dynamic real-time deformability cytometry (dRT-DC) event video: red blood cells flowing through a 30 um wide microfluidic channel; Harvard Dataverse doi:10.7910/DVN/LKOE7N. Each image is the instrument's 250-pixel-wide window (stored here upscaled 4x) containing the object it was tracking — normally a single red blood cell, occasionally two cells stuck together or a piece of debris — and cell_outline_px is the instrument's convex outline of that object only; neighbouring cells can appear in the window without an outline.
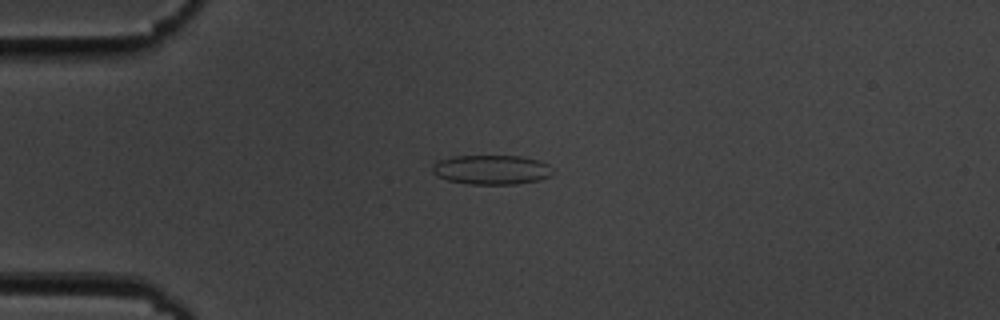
{"species": "common noctule bat (a hibernating species)", "species_latin": "Nyctalus noctula", "temperature_condition": "cold", "stored_images_in_passage": 44, "camera_frame_rate_fps": 3000, "um_per_image_px": 0.085, "animal": {"sex": "male", "body_mass_g": 19.5, "forearm_length_mm": 54.6}, "frame": {"image": 1, "passage_image": 3, "time_ms": 0.667, "image_size_px": [1000, 320], "cell_outline_px": [[552, 176], [540, 180], [516, 184], [468, 184], [448, 180], [436, 176], [432, 172], [432, 164], [440, 160], [452, 156], [520, 156], [540, 160], [548, 164], [552, 168]], "centroid_in_image_um": [41.79, 14.43], "position_along_channel_um": 43.2, "area_um2": 20.87}}
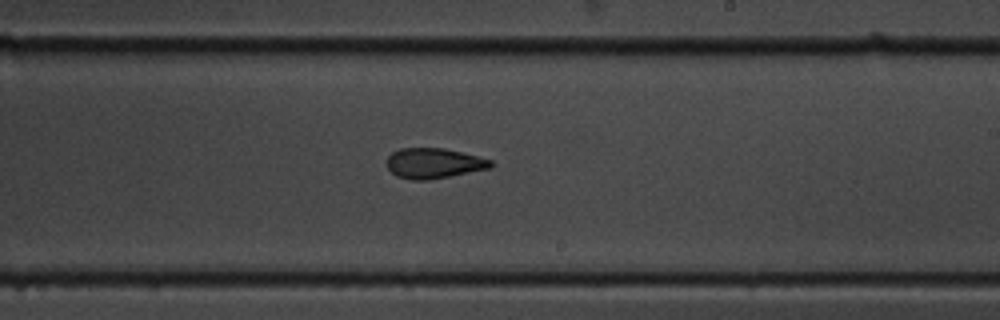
{"frame": {"image": 2, "passage_image": 22, "time_ms": 7.0, "image_size_px": [1000, 320], "cell_outline_px": [[496, 164], [492, 168], [428, 180], [412, 180], [396, 176], [388, 168], [388, 156], [392, 152], [400, 148], [444, 148], [492, 160]], "centroid_in_image_um": [36.9, 13.88], "position_along_channel_um": 252.1, "area_um2": 18.32}}
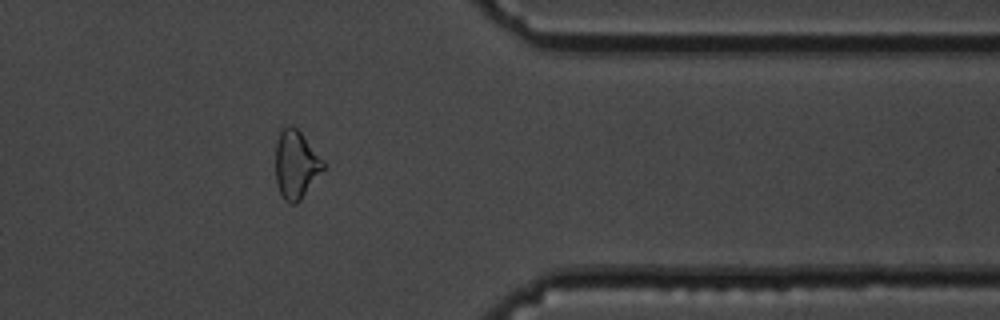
{"frame": {"image": 3, "passage_image": 34, "time_ms": 11.0, "image_size_px": [1000, 320], "cell_outline_px": [[324, 168], [300, 200], [296, 204], [288, 204], [284, 200], [280, 192], [276, 180], [276, 140], [280, 128], [288, 124], [296, 128], [300, 132], [324, 160]], "centroid_in_image_um": [25.13, 13.96], "position_along_channel_um": 386.3, "area_um2": 18.9}, "authors_computed_cell_mechanics": {"area_um2": 19.3052, "velocity_mm_per_s": 3.6803, "shape_relaxation_time_tau1_ms": 10.6175, "shape_relaxation_time_tau2_ms": 2.7332, "deformation_change_tau1": 0.1606, "deformation_change_tau2": 0.0818}}